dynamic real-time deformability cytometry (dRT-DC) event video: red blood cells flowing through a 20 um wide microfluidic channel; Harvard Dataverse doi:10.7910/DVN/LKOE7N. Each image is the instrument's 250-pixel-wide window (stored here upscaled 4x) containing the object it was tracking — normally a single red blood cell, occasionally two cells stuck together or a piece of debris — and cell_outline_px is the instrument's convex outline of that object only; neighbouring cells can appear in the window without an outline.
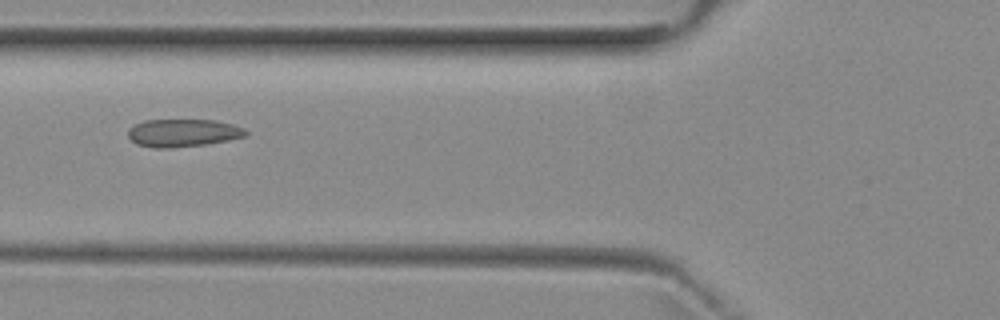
{"species": "common noctule bat (a hibernating species)", "species_latin": "Nyctalus noctula", "temperature_condition": "room temperature", "stored_images_in_passage": 4, "camera_frame_rate_fps": 3000, "um_per_image_px": 0.085, "animal": {"sex": "female", "body_mass_g": 29.2, "forearm_length_mm": 56.3}, "frame": {"image": 1, "passage_image": 3, "time_ms": 2.333, "image_size_px": [1000, 320], "cell_outline_px": [[248, 132], [244, 136], [228, 140], [204, 144], [172, 148], [156, 148], [136, 144], [128, 136], [128, 128], [144, 120], [216, 120], [232, 124], [244, 128]], "centroid_in_image_um": [15.53, 11.29], "position_along_channel_um": 110.3, "area_um2": 18.96}}
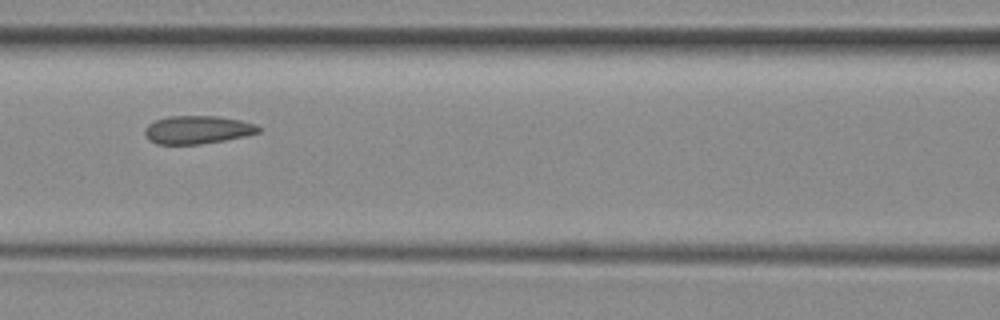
{"frame": {"image": 2, "passage_image": 4, "time_ms": 3.333, "image_size_px": [1000, 320], "cell_outline_px": [[260, 132], [244, 136], [224, 140], [200, 144], [156, 144], [148, 140], [144, 132], [144, 128], [148, 124], [156, 120], [168, 116], [216, 116], [240, 120], [256, 124], [260, 128]], "centroid_in_image_um": [16.75, 11.03], "position_along_channel_um": 149.8, "area_um2": 18.61}}